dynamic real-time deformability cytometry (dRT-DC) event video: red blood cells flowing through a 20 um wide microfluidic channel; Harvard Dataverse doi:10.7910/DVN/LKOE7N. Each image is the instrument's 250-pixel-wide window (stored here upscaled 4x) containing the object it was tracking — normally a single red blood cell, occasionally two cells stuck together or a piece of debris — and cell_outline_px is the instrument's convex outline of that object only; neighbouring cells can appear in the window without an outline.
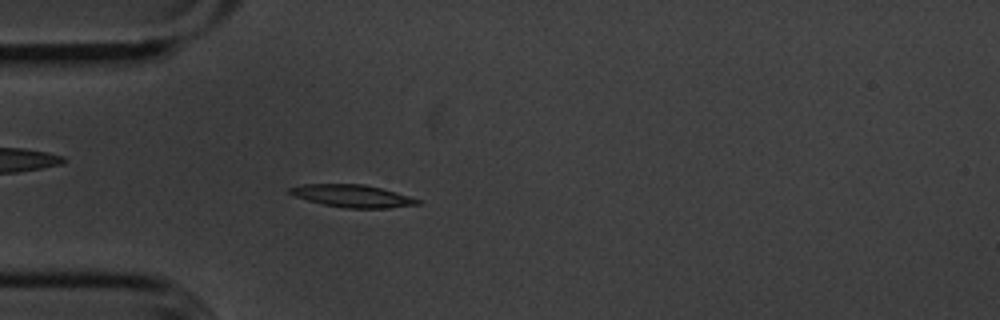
{"species": "common noctule bat (a hibernating species)", "species_latin": "Nyctalus noctula", "temperature_condition": "cold", "stored_images_in_passage": 47, "camera_frame_rate_fps": 3000, "um_per_image_px": 0.085, "animal": {"sex": "male", "body_mass_g": 20.1, "forearm_length_mm": 53.5}, "frame": {"image": 1, "passage_image": 7, "time_ms": 2.0, "image_size_px": [1000, 320], "cell_outline_px": [[420, 204], [388, 208], [348, 208], [324, 204], [308, 200], [296, 196], [288, 192], [288, 188], [300, 184], [364, 184], [396, 192], [420, 200]], "centroid_in_image_um": [29.94, 16.65], "position_along_channel_um": 55.1, "area_um2": 16.53}}
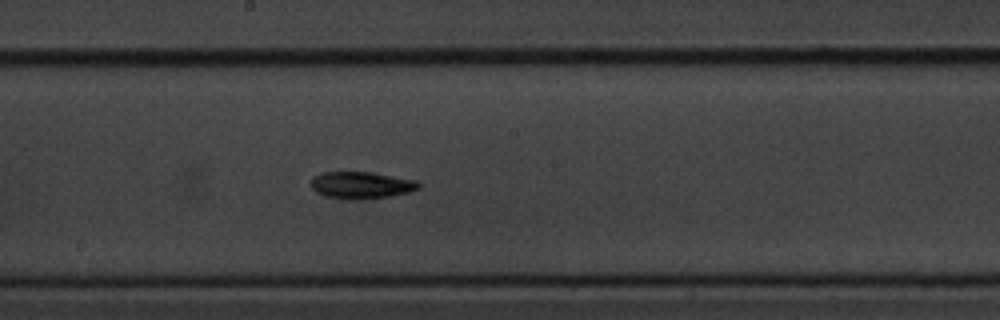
{"frame": {"image": 2, "passage_image": 21, "time_ms": 6.667, "image_size_px": [1000, 320], "cell_outline_px": [[420, 188], [408, 192], [392, 196], [360, 200], [324, 196], [316, 192], [312, 188], [312, 176], [324, 172], [368, 172], [416, 180], [420, 184]], "centroid_in_image_um": [30.71, 15.74], "position_along_channel_um": 217.5, "area_um2": 16.82}}
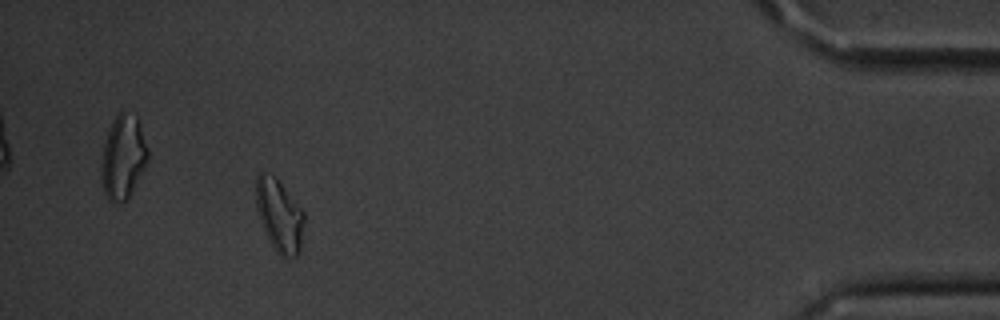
{"frame": {"image": 3, "passage_image": 42, "time_ms": 13.667, "image_size_px": [1000, 320], "cell_outline_px": [[304, 220], [300, 248], [296, 256], [284, 260], [276, 252], [260, 220], [256, 204], [256, 176], [260, 172], [264, 172], [276, 176], [304, 212]], "centroid_in_image_um": [23.75, 18.3], "position_along_channel_um": 411.5, "area_um2": 20.29}, "authors_computed_cell_mechanics": {"area_um2": 16.2996, "velocity_mm_per_s": 3.5992, "shape_relaxation_time_tau1_ms": 4.8331, "shape_relaxation_time_tau2_ms": null, "deformation_change_tau1": 0.1635, "deformation_change_tau2": null}}